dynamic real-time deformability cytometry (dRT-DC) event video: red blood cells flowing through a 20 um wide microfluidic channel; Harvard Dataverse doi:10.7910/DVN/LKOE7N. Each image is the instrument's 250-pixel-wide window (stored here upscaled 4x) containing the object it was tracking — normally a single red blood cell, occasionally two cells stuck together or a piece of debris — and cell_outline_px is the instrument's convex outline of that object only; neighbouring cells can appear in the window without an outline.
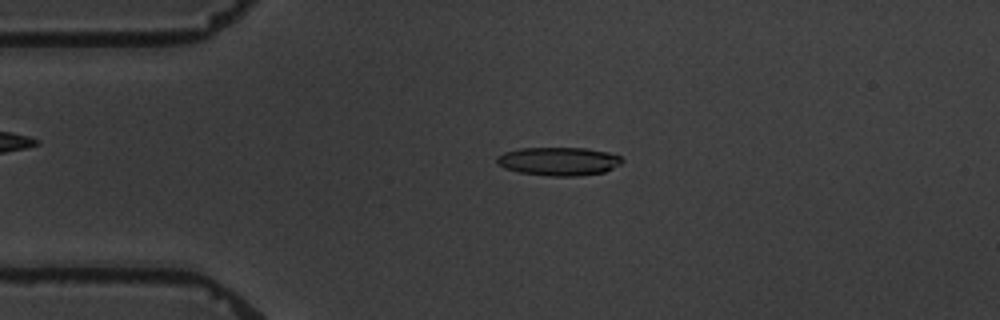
{"species": "common noctule bat (a hibernating species)", "species_latin": "Nyctalus noctula", "temperature_condition": "warm", "stored_images_in_passage": 3, "camera_frame_rate_fps": 3000, "um_per_image_px": 0.085, "animal": {"sex": "male", "body_mass_g": 19.5, "forearm_length_mm": 54.6}, "frame": {"image": 1, "passage_image": 2, "time_ms": 2.0, "image_size_px": [1000, 320], "cell_outline_px": [[624, 160], [620, 164], [604, 172], [580, 176], [548, 176], [520, 172], [504, 168], [496, 164], [496, 156], [504, 152], [520, 148], [584, 148], [608, 152], [620, 156]], "centroid_in_image_um": [47.46, 13.71], "position_along_channel_um": 37.5, "area_um2": 20.81}}